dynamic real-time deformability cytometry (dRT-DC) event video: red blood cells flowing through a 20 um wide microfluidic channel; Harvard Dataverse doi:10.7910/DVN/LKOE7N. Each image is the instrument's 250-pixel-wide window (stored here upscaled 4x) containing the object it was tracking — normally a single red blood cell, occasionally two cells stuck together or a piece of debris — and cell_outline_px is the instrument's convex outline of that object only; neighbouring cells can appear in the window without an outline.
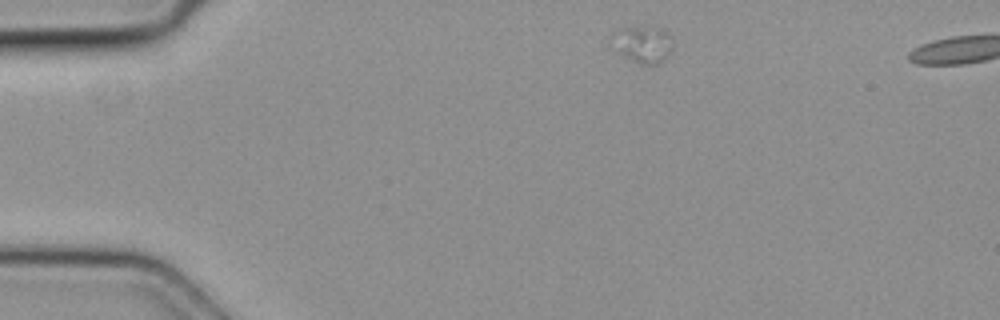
{"species": "common noctule bat (a hibernating species)", "species_latin": "Nyctalus noctula", "temperature_condition": "cold", "stored_images_in_passage": 5, "camera_frame_rate_fps": 3000, "um_per_image_px": 0.085, "animal": {"sex": "female", "body_mass_g": 19.3, "forearm_length_mm": 54.1}, "frame": {"image": 1, "passage_image": 5, "time_ms": 1.333, "image_size_px": [1000, 320], "cell_outline_px": [[672, 40], [668, 56], [656, 64], [644, 64], [620, 52], [608, 44], [612, 32], [620, 28], [660, 28], [668, 32], [672, 36]], "centroid_in_image_um": [54.6, 3.72], "position_along_channel_um": 30.4, "area_um2": 12.72}}